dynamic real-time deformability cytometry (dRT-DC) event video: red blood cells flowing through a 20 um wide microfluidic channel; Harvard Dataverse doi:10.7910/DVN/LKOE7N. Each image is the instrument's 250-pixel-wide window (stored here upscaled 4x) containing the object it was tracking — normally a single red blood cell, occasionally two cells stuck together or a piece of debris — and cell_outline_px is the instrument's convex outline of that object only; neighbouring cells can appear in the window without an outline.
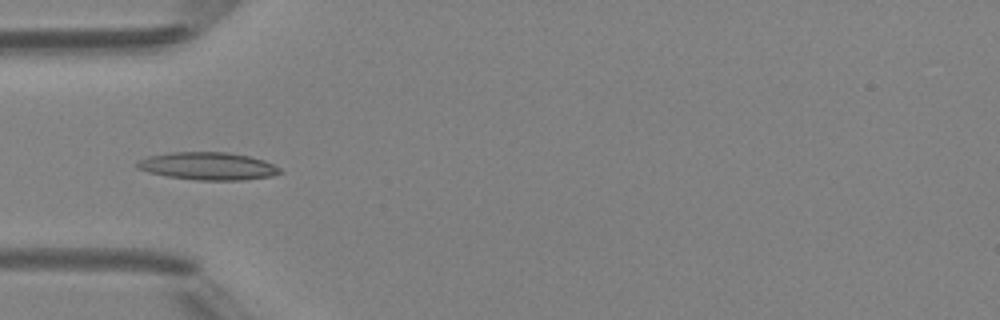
{"species": "Egyptian fruit bat (a non-hibernating species)", "species_latin": "Rousettus aegyptiacus", "temperature_condition": "room temperature", "stored_images_in_passage": 4, "camera_frame_rate_fps": 3000, "um_per_image_px": 0.085, "animal": {"sex": "female"}, "frame": {"image": 1, "passage_image": 4, "time_ms": 4.333, "image_size_px": [1000, 320], "cell_outline_px": [[284, 172], [272, 176], [244, 180], [196, 180], [168, 176], [148, 172], [136, 168], [136, 160], [148, 156], [172, 152], [228, 152], [248, 156], [264, 160], [280, 168]], "centroid_in_image_um": [17.66, 14.12], "position_along_channel_um": 67.3, "area_um2": 23.12}}